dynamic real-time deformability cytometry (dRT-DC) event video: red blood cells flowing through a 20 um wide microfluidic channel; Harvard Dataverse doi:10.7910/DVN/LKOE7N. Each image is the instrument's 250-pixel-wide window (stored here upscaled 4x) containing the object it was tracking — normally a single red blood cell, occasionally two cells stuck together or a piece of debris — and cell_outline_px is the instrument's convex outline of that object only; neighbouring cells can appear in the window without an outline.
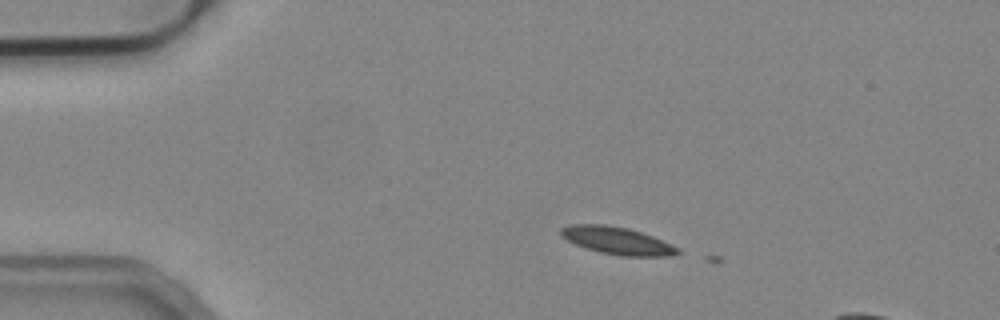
{"species": "common noctule bat (a hibernating species)", "species_latin": "Nyctalus noctula", "temperature_condition": "cold", "stored_images_in_passage": 2, "camera_frame_rate_fps": 3000, "um_per_image_px": 0.085, "animal": {"sex": "male", "body_mass_g": 19.2, "forearm_length_mm": 51.8}, "frame": {"image": 1, "passage_image": 1, "time_ms": 0.0, "image_size_px": [1000, 320], "cell_outline_px": [[680, 252], [668, 256], [620, 256], [600, 252], [576, 244], [560, 236], [560, 228], [572, 224], [604, 224], [628, 228], [652, 236], [680, 248]], "centroid_in_image_um": [52.45, 20.45], "position_along_channel_um": 32.6, "area_um2": 18.5}}